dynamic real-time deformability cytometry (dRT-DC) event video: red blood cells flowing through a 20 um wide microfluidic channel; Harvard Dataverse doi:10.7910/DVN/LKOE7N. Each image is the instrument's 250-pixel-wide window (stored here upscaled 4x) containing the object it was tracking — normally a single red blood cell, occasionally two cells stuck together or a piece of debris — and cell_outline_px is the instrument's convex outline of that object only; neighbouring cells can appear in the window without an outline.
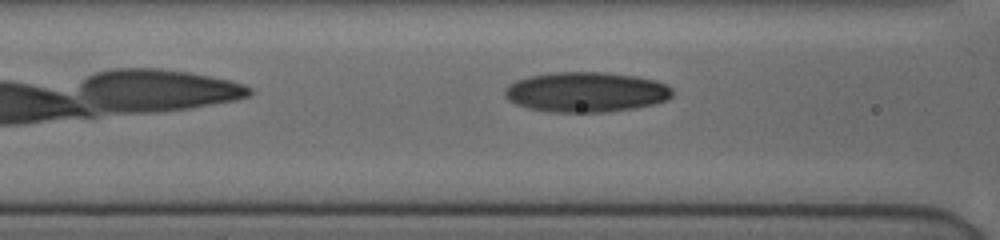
{"species": "human", "species_latin": "Homo sapiens", "temperature_condition": "cold", "stored_images_in_passage": 5, "camera_frame_rate_fps": 3000, "um_per_image_px": 0.085, "donor": {"sex": "female"}, "frame": {"image": 1, "passage_image": 5, "time_ms": 2.667, "image_size_px": [1000, 240], "cell_outline_px": [[672, 96], [668, 100], [636, 108], [608, 112], [548, 112], [528, 108], [516, 104], [508, 100], [504, 96], [504, 88], [508, 84], [516, 80], [532, 76], [556, 72], [604, 72], [636, 76], [656, 80], [668, 84], [672, 88]], "centroid_in_image_um": [49.82, 7.83], "position_along_channel_um": 116.8, "area_um2": 39.48}}